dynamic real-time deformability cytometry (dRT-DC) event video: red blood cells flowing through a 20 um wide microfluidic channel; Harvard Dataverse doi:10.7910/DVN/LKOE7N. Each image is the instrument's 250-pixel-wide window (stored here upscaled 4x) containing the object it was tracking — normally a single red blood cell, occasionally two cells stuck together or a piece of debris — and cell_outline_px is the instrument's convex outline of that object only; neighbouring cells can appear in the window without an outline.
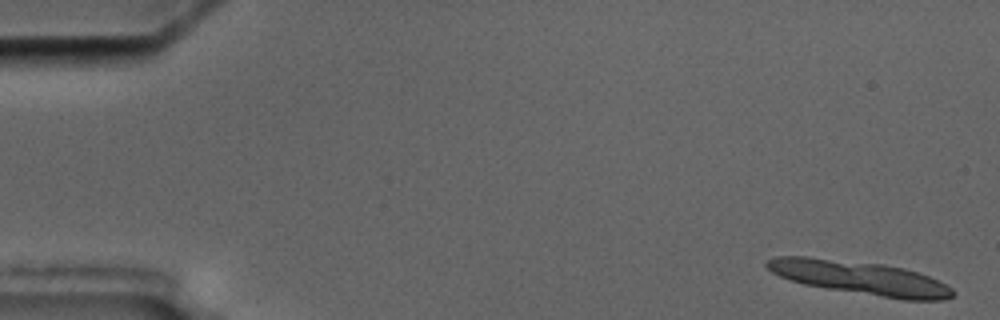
{"species": "common noctule bat (a hibernating species)", "species_latin": "Nyctalus noctula", "temperature_condition": "cold", "stored_images_in_passage": 6, "segment_of_instrument_passage": [1, 2], "camera_frame_rate_fps": 3000, "um_per_image_px": 0.085, "animal": {"sex": "male", "body_mass_g": 17.5, "forearm_length_mm": 52.3}, "frame": {"image": 1, "passage_image": 1, "time_ms": 0.0, "image_size_px": [1000, 320], "cell_outline_px": [[956, 292], [952, 296], [944, 300], [904, 300], [828, 288], [804, 284], [788, 280], [772, 272], [764, 264], [764, 260], [776, 256], [808, 256], [880, 264], [904, 268], [928, 276], [952, 288]], "centroid_in_image_um": [73.06, 23.6], "position_along_channel_um": 11.9, "area_um2": 36.07}}